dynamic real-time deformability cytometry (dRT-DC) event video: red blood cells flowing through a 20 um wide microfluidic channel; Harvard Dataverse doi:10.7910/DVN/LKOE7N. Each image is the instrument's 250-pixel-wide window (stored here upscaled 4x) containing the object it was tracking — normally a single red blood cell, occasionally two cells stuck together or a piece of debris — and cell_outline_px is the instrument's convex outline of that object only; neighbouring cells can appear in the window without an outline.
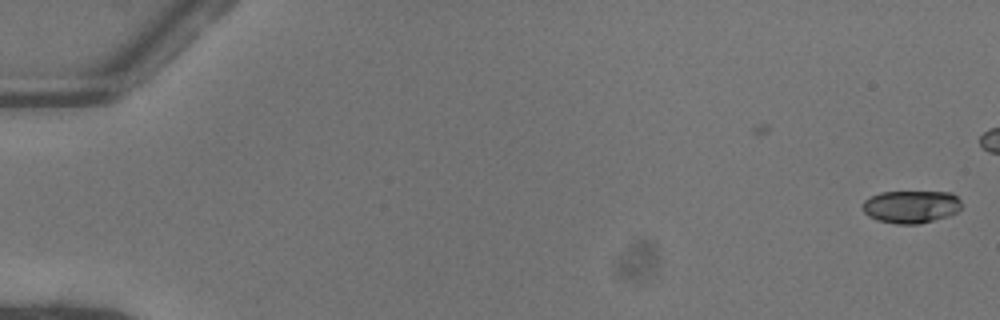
{"species": "common noctule bat (a hibernating species)", "species_latin": "Nyctalus noctula", "temperature_condition": "warm", "stored_images_in_passage": 16, "camera_frame_rate_fps": 3000, "um_per_image_px": 0.085, "animal": {"sex": "female"}, "frame": {"image": 1, "passage_image": 1, "time_ms": 0.0, "image_size_px": [1000, 320], "cell_outline_px": [[960, 208], [956, 212], [948, 216], [920, 224], [896, 224], [876, 220], [868, 216], [864, 212], [864, 200], [880, 192], [952, 192], [960, 200]], "centroid_in_image_um": [77.44, 17.57], "position_along_channel_um": 7.6, "area_um2": 18.79}}